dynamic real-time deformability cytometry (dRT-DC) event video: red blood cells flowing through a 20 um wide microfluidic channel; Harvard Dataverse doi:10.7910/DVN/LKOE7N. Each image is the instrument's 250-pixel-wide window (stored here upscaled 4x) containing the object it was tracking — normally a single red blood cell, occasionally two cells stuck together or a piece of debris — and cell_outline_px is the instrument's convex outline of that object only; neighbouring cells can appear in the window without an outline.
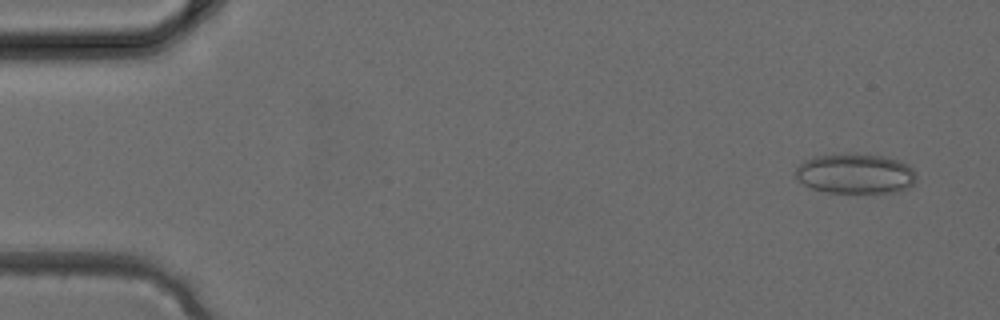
{"species": "common noctule bat (a hibernating species)", "species_latin": "Nyctalus noctula", "temperature_condition": "cold", "stored_images_in_passage": 3, "camera_frame_rate_fps": 3000, "um_per_image_px": 0.085, "animal": {"sex": "female", "body_mass_g": 24.6, "forearm_length_mm": 56.2}, "frame": {"image": 1, "passage_image": 1, "time_ms": 0.0, "image_size_px": [1000, 320], "cell_outline_px": [[916, 180], [908, 188], [896, 192], [828, 192], [812, 188], [796, 180], [796, 168], [804, 160], [816, 156], [844, 152], [848, 152], [880, 156], [896, 160], [908, 164], [916, 172]], "centroid_in_image_um": [72.69, 14.74], "position_along_channel_um": 12.3, "area_um2": 28.32}}